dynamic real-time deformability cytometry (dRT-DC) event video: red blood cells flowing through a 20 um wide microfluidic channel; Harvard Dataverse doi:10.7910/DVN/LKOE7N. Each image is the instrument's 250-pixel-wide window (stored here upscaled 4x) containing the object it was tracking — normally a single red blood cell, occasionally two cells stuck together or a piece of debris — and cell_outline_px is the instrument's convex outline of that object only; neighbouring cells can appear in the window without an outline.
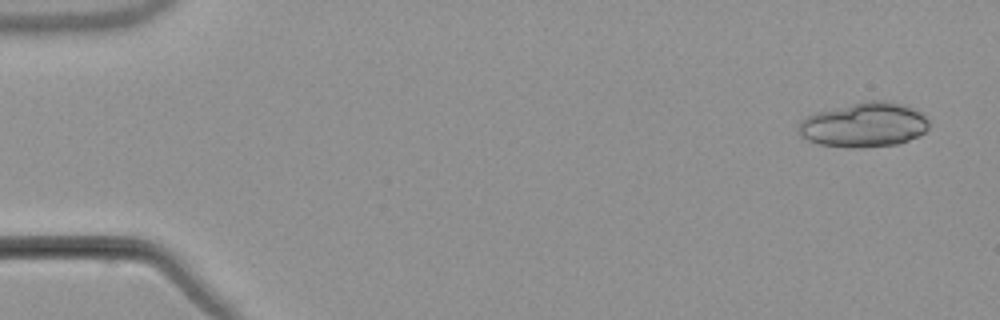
{"species": "common noctule bat (a hibernating species)", "species_latin": "Nyctalus noctula", "temperature_condition": "warm", "stored_images_in_passage": 4, "camera_frame_rate_fps": 3000, "um_per_image_px": 0.085, "animal": {"sex": "male", "body_mass_g": 21.5, "forearm_length_mm": 52.0}, "frame": {"image": 1, "passage_image": 1, "time_ms": 0.0, "image_size_px": [1000, 320], "cell_outline_px": [[928, 128], [920, 136], [900, 144], [864, 148], [848, 148], [820, 144], [808, 140], [800, 136], [800, 124], [808, 116], [816, 112], [864, 100], [888, 100], [904, 104], [920, 112], [928, 120]], "centroid_in_image_um": [73.49, 10.61], "position_along_channel_um": 11.5, "area_um2": 34.16}}
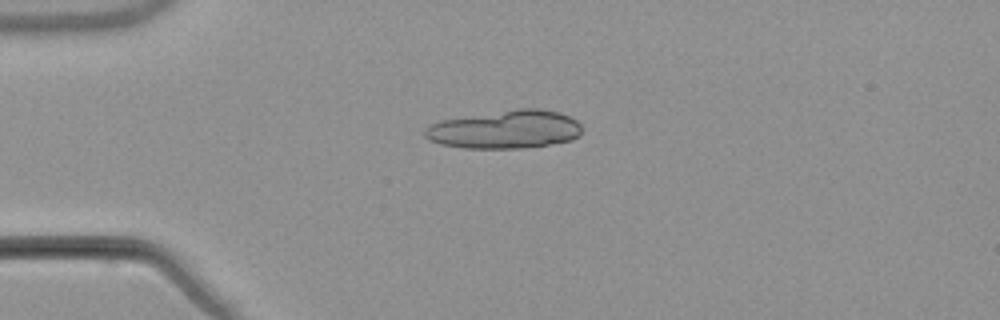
{"frame": {"image": 2, "passage_image": 3, "time_ms": 3.667, "image_size_px": [1000, 320], "cell_outline_px": [[580, 136], [572, 140], [548, 144], [520, 148], [464, 148], [440, 144], [428, 140], [424, 136], [424, 128], [428, 124], [440, 120], [520, 108], [540, 108], [560, 112], [572, 116], [580, 124]], "centroid_in_image_um": [42.92, 10.99], "position_along_channel_um": 42.1, "area_um2": 35.2}}